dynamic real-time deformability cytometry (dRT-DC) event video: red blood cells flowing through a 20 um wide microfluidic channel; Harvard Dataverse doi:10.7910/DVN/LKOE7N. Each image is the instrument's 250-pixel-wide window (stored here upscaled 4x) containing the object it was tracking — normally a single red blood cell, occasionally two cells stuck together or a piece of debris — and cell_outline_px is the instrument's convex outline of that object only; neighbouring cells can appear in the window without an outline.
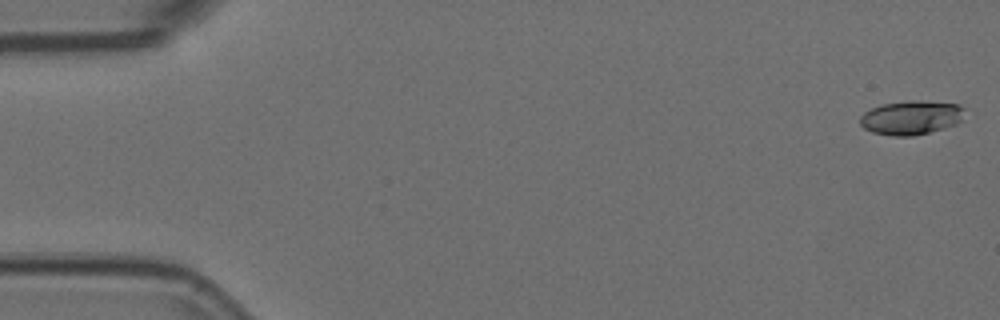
{"species": "Egyptian fruit bat (a non-hibernating species)", "species_latin": "Rousettus aegyptiacus", "temperature_condition": "room temperature", "stored_images_in_passage": 54, "camera_frame_rate_fps": 3000, "um_per_image_px": 0.085, "animal": {"sex": "female"}, "frame": {"image": 1, "passage_image": 1, "time_ms": 0.0, "image_size_px": [1000, 320], "cell_outline_px": [[964, 108], [960, 120], [956, 124], [944, 128], [912, 136], [892, 136], [872, 132], [864, 128], [860, 124], [860, 116], [864, 112], [872, 108], [884, 104], [912, 100], [916, 100], [960, 104]], "centroid_in_image_um": [77.43, 10.0], "position_along_channel_um": 7.6, "area_um2": 20.58}}
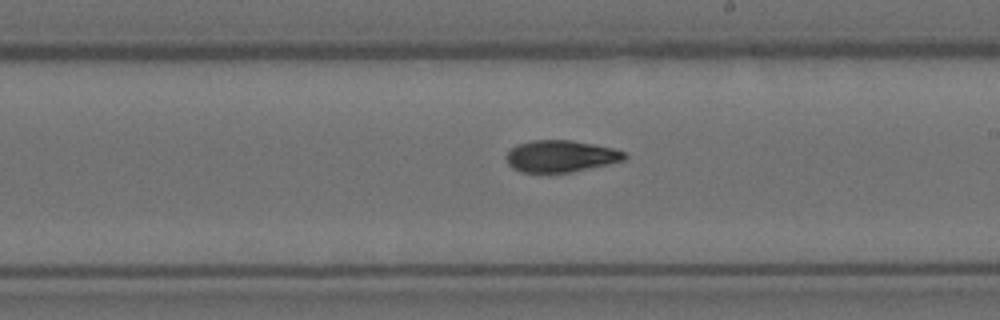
{"frame": {"image": 2, "passage_image": 31, "time_ms": 10.0, "image_size_px": [1000, 320], "cell_outline_px": [[628, 156], [624, 160], [608, 164], [572, 172], [520, 172], [512, 168], [508, 164], [504, 156], [516, 144], [532, 140], [572, 140], [612, 148], [624, 152]], "centroid_in_image_um": [47.63, 13.27], "position_along_channel_um": 241.4, "area_um2": 21.91}}
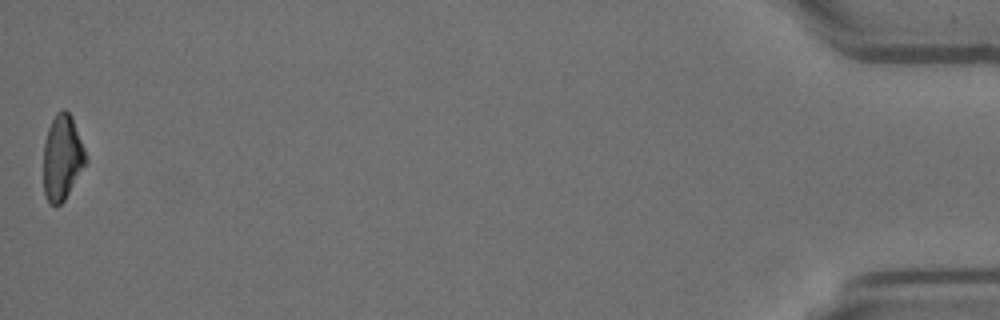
{"frame": {"image": 3, "passage_image": 54, "time_ms": 17.667, "image_size_px": [1000, 320], "cell_outline_px": [[88, 164], [64, 200], [60, 204], [52, 204], [44, 196], [44, 144], [48, 128], [56, 112], [64, 108], [72, 116], [84, 148], [88, 160]], "centroid_in_image_um": [5.31, 13.38], "position_along_channel_um": 429.9, "area_um2": 21.15}, "authors_computed_cell_mechanics": {"area_um2": 21.9062, "velocity_mm_per_s": 3.7452, "shape_relaxation_time_tau1_ms": 6.8941, "shape_relaxation_time_tau2_ms": 8.3923, "deformation_change_tau1": 0.1805, "deformation_change_tau2": 0.1737}}